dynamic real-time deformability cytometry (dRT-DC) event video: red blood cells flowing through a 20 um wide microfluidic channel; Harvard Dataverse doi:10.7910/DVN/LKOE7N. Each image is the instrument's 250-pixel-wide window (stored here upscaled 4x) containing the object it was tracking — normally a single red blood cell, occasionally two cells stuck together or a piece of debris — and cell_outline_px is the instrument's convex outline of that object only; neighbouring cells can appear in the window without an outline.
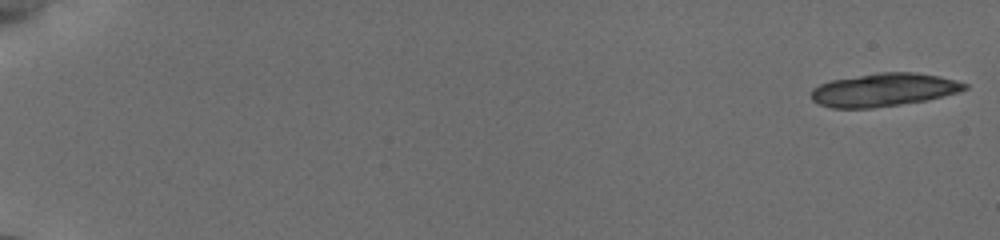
{"species": "common noctule bat (a hibernating species)", "species_latin": "Nyctalus noctula", "temperature_condition": "cold", "stored_images_in_passage": 18, "camera_frame_rate_fps": 3000, "um_per_image_px": 0.085, "animal": {"sex": "female", "body_mass_g": 19.5, "forearm_length_mm": 54.1}, "frame": {"image": 1, "passage_image": 1, "time_ms": 0.0, "image_size_px": [1000, 240], "cell_outline_px": [[968, 88], [956, 92], [924, 100], [900, 104], [872, 108], [832, 108], [820, 104], [812, 100], [812, 88], [820, 84], [832, 80], [880, 72], [912, 72], [940, 76], [956, 80], [968, 84]], "centroid_in_image_um": [75.1, 7.63], "position_along_channel_um": 9.9, "area_um2": 29.25}}